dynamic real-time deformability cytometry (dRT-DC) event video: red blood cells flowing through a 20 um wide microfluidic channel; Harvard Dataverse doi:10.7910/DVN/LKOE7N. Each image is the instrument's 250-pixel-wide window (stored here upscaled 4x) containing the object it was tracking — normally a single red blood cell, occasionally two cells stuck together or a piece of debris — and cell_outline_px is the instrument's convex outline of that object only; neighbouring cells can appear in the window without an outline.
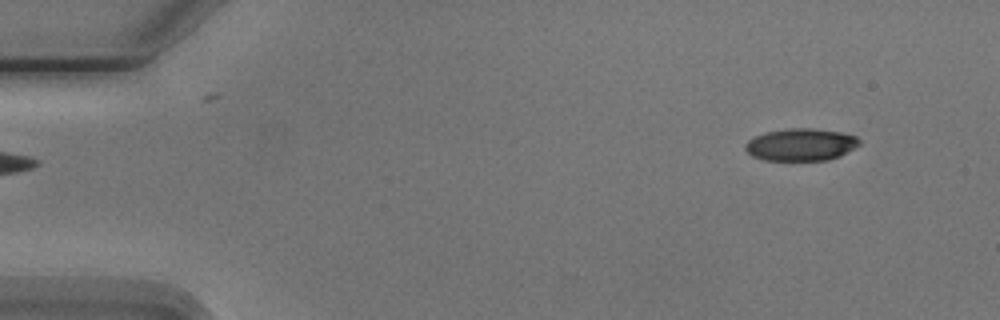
{"species": "Egyptian fruit bat (a non-hibernating species)", "species_latin": "Rousettus aegyptiacus", "temperature_condition": "cold", "stored_images_in_passage": 7, "camera_frame_rate_fps": 3000, "um_per_image_px": 0.085, "animal": {"sex": "male"}, "frame": {"image": 1, "passage_image": 2, "time_ms": 1.333, "image_size_px": [1000, 320], "cell_outline_px": [[860, 144], [840, 156], [828, 160], [764, 160], [752, 156], [744, 148], [744, 144], [748, 140], [756, 136], [768, 132], [788, 128], [812, 128], [840, 132], [856, 136], [860, 140]], "centroid_in_image_um": [68.07, 12.29], "position_along_channel_um": 16.9, "area_um2": 21.39}}
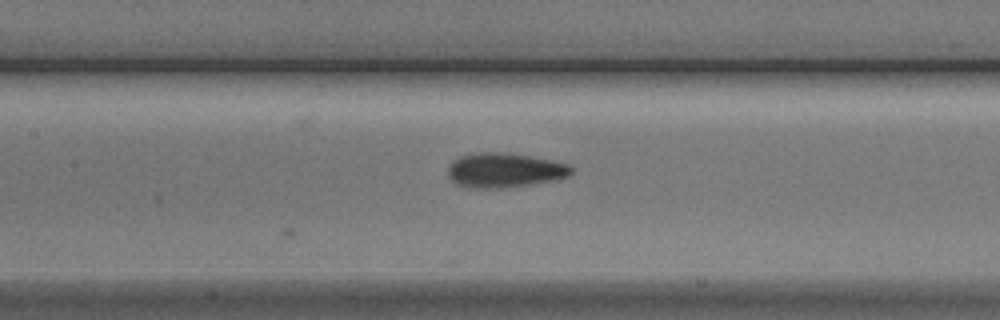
{"frame": {"image": 2, "passage_image": 7, "time_ms": 8.0, "image_size_px": [1000, 320], "cell_outline_px": [[572, 172], [568, 176], [556, 180], [500, 188], [468, 188], [456, 184], [448, 176], [448, 164], [452, 160], [460, 156], [476, 152], [500, 152], [528, 156], [552, 160], [568, 164], [572, 168]], "centroid_in_image_um": [42.84, 14.47], "position_along_channel_um": 164.6, "area_um2": 24.85}}